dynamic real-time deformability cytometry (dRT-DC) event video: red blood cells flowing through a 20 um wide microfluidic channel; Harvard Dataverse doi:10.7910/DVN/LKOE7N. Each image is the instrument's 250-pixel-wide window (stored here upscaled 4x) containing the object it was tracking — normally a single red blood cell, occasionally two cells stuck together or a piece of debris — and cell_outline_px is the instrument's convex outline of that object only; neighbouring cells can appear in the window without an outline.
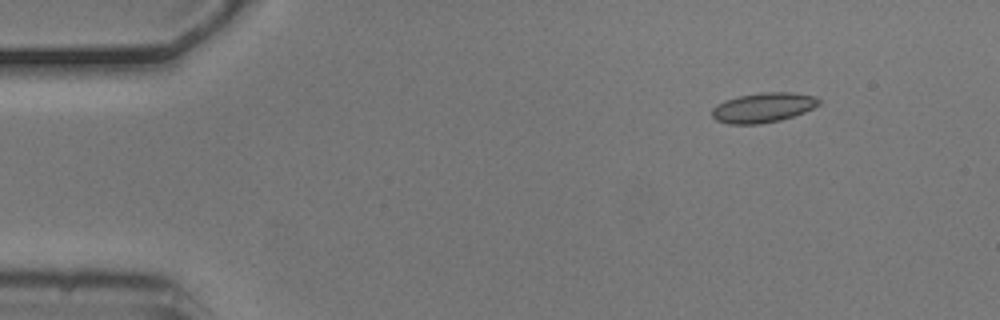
{"species": "common noctule bat (a hibernating species)", "species_latin": "Nyctalus noctula", "temperature_condition": "cold", "stored_images_in_passage": 6, "camera_frame_rate_fps": 3000, "um_per_image_px": 0.085, "animal": {"sex": "male", "body_mass_g": 20.5, "forearm_length_mm": 52.5}, "frame": {"image": 1, "passage_image": 2, "time_ms": 0.333, "image_size_px": [1000, 320], "cell_outline_px": [[820, 104], [804, 112], [780, 120], [760, 124], [728, 124], [716, 120], [712, 116], [712, 108], [716, 104], [724, 100], [740, 96], [764, 92], [792, 92], [816, 96], [820, 100]], "centroid_in_image_um": [64.86, 9.14], "position_along_channel_um": 20.1, "area_um2": 18.55}}
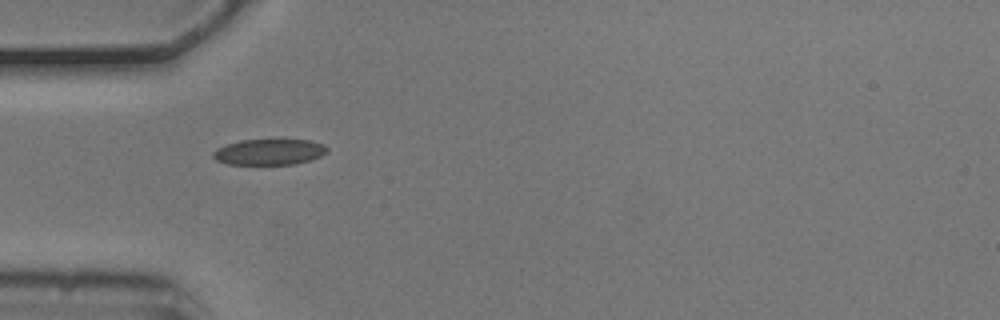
{"frame": {"image": 2, "passage_image": 5, "time_ms": 1.333, "image_size_px": [1000, 320], "cell_outline_px": [[328, 152], [312, 160], [296, 164], [228, 164], [216, 160], [212, 156], [212, 152], [216, 148], [240, 140], [308, 140], [324, 144], [328, 148]], "centroid_in_image_um": [22.9, 12.92], "position_along_channel_um": 62.1, "area_um2": 17.22}}
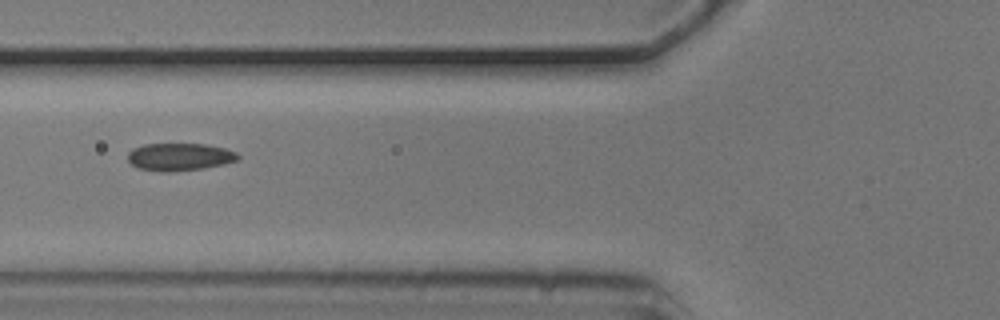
{"frame": {"image": 3, "passage_image": 6, "time_ms": 1.667, "image_size_px": [1000, 320], "cell_outline_px": [[240, 160], [224, 164], [204, 168], [172, 172], [160, 172], [136, 168], [128, 160], [128, 152], [132, 148], [144, 144], [208, 144], [224, 148], [236, 152], [240, 156]], "centroid_in_image_um": [15.26, 13.34], "position_along_channel_um": 110.5, "area_um2": 17.98}}